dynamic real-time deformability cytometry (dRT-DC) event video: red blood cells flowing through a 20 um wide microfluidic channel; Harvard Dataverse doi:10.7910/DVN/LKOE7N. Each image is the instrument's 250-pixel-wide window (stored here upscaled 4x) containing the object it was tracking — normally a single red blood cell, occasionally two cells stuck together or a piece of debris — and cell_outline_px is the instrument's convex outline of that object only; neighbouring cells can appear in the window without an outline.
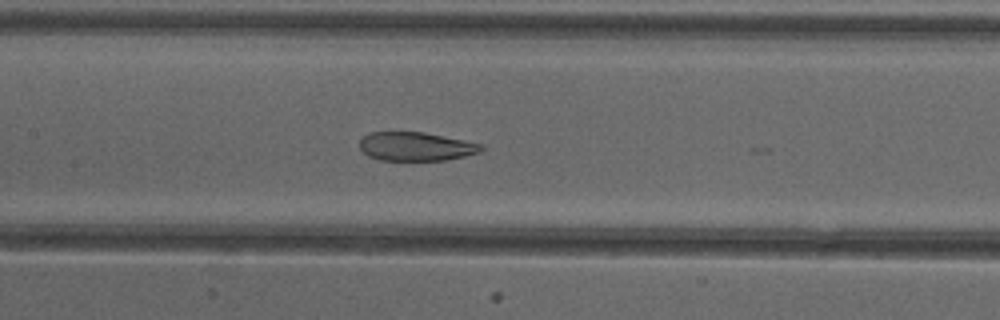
{"species": "common noctule bat (a hibernating species)", "species_latin": "Nyctalus noctula", "temperature_condition": "cold", "stored_images_in_passage": 30, "camera_frame_rate_fps": 3000, "um_per_image_px": 0.085, "animal": {"sex": "female"}, "frame": {"image": 1, "passage_image": 25, "time_ms": 8.0, "image_size_px": [1000, 320], "cell_outline_px": [[484, 148], [480, 152], [464, 156], [444, 160], [380, 160], [368, 156], [360, 148], [360, 140], [364, 136], [372, 132], [424, 132], [484, 144]], "centroid_in_image_um": [35.37, 12.45], "position_along_channel_um": 172.0, "area_um2": 20.29}}
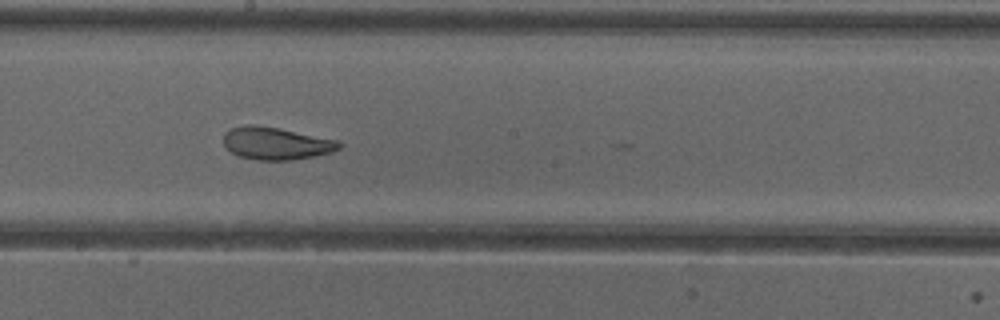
{"frame": {"image": 2, "passage_image": 29, "time_ms": 9.333, "image_size_px": [1000, 320], "cell_outline_px": [[344, 144], [340, 148], [332, 152], [316, 156], [292, 160], [260, 160], [240, 156], [232, 152], [224, 144], [224, 132], [232, 128], [244, 124], [256, 124], [280, 128], [340, 140]], "centroid_in_image_um": [23.52, 12.17], "position_along_channel_um": 224.7, "area_um2": 22.14}}